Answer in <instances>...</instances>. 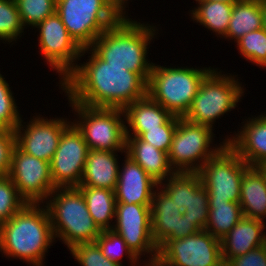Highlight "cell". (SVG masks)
<instances>
[{"label": "cell", "mask_w": 266, "mask_h": 266, "mask_svg": "<svg viewBox=\"0 0 266 266\" xmlns=\"http://www.w3.org/2000/svg\"><path fill=\"white\" fill-rule=\"evenodd\" d=\"M85 53L91 54L88 61L77 64L59 85L67 99L89 107L124 109L147 95V83L137 73L110 66L90 47L82 49L80 58Z\"/></svg>", "instance_id": "obj_1"}, {"label": "cell", "mask_w": 266, "mask_h": 266, "mask_svg": "<svg viewBox=\"0 0 266 266\" xmlns=\"http://www.w3.org/2000/svg\"><path fill=\"white\" fill-rule=\"evenodd\" d=\"M236 47L246 61L266 68V31L264 28L251 31L236 42Z\"/></svg>", "instance_id": "obj_31"}, {"label": "cell", "mask_w": 266, "mask_h": 266, "mask_svg": "<svg viewBox=\"0 0 266 266\" xmlns=\"http://www.w3.org/2000/svg\"><path fill=\"white\" fill-rule=\"evenodd\" d=\"M115 219L116 224L112 230L123 238L134 255L139 260L142 255H149L146 256L149 259L140 264L154 266L158 257V247L152 236L151 205L116 203Z\"/></svg>", "instance_id": "obj_12"}, {"label": "cell", "mask_w": 266, "mask_h": 266, "mask_svg": "<svg viewBox=\"0 0 266 266\" xmlns=\"http://www.w3.org/2000/svg\"><path fill=\"white\" fill-rule=\"evenodd\" d=\"M35 28L39 30L38 45L41 55L48 66L61 77L58 83L60 84L81 60L82 48L69 35L56 12L45 18Z\"/></svg>", "instance_id": "obj_13"}, {"label": "cell", "mask_w": 266, "mask_h": 266, "mask_svg": "<svg viewBox=\"0 0 266 266\" xmlns=\"http://www.w3.org/2000/svg\"><path fill=\"white\" fill-rule=\"evenodd\" d=\"M126 155L139 164L158 184L175 171L168 161V153L158 150L139 137H126Z\"/></svg>", "instance_id": "obj_24"}, {"label": "cell", "mask_w": 266, "mask_h": 266, "mask_svg": "<svg viewBox=\"0 0 266 266\" xmlns=\"http://www.w3.org/2000/svg\"><path fill=\"white\" fill-rule=\"evenodd\" d=\"M200 179L197 172L175 171L158 186L182 211L191 202V187Z\"/></svg>", "instance_id": "obj_29"}, {"label": "cell", "mask_w": 266, "mask_h": 266, "mask_svg": "<svg viewBox=\"0 0 266 266\" xmlns=\"http://www.w3.org/2000/svg\"><path fill=\"white\" fill-rule=\"evenodd\" d=\"M54 241L50 216L44 204L27 203L0 225V252L6 258L20 259L31 266L45 264L46 252Z\"/></svg>", "instance_id": "obj_3"}, {"label": "cell", "mask_w": 266, "mask_h": 266, "mask_svg": "<svg viewBox=\"0 0 266 266\" xmlns=\"http://www.w3.org/2000/svg\"><path fill=\"white\" fill-rule=\"evenodd\" d=\"M15 146V131L0 129V176L8 175Z\"/></svg>", "instance_id": "obj_39"}, {"label": "cell", "mask_w": 266, "mask_h": 266, "mask_svg": "<svg viewBox=\"0 0 266 266\" xmlns=\"http://www.w3.org/2000/svg\"><path fill=\"white\" fill-rule=\"evenodd\" d=\"M196 2H207V1H223V2H236L238 0H195Z\"/></svg>", "instance_id": "obj_43"}, {"label": "cell", "mask_w": 266, "mask_h": 266, "mask_svg": "<svg viewBox=\"0 0 266 266\" xmlns=\"http://www.w3.org/2000/svg\"><path fill=\"white\" fill-rule=\"evenodd\" d=\"M266 222L242 217L220 240L224 264L231 258L246 254L266 244Z\"/></svg>", "instance_id": "obj_20"}, {"label": "cell", "mask_w": 266, "mask_h": 266, "mask_svg": "<svg viewBox=\"0 0 266 266\" xmlns=\"http://www.w3.org/2000/svg\"><path fill=\"white\" fill-rule=\"evenodd\" d=\"M45 202L55 240H61L69 250L79 243L95 242L100 235L77 187L56 188Z\"/></svg>", "instance_id": "obj_4"}, {"label": "cell", "mask_w": 266, "mask_h": 266, "mask_svg": "<svg viewBox=\"0 0 266 266\" xmlns=\"http://www.w3.org/2000/svg\"><path fill=\"white\" fill-rule=\"evenodd\" d=\"M197 7L190 10L191 19L208 30L215 32L217 37L224 38L229 27L234 2L207 1L196 2Z\"/></svg>", "instance_id": "obj_27"}, {"label": "cell", "mask_w": 266, "mask_h": 266, "mask_svg": "<svg viewBox=\"0 0 266 266\" xmlns=\"http://www.w3.org/2000/svg\"><path fill=\"white\" fill-rule=\"evenodd\" d=\"M27 202L19 195L8 176H0V225L19 212Z\"/></svg>", "instance_id": "obj_35"}, {"label": "cell", "mask_w": 266, "mask_h": 266, "mask_svg": "<svg viewBox=\"0 0 266 266\" xmlns=\"http://www.w3.org/2000/svg\"><path fill=\"white\" fill-rule=\"evenodd\" d=\"M116 9L117 11L122 15L126 16V5L128 6L127 1L129 0H108Z\"/></svg>", "instance_id": "obj_41"}, {"label": "cell", "mask_w": 266, "mask_h": 266, "mask_svg": "<svg viewBox=\"0 0 266 266\" xmlns=\"http://www.w3.org/2000/svg\"><path fill=\"white\" fill-rule=\"evenodd\" d=\"M89 149L83 135L71 123L62 133L50 161L55 188L79 187Z\"/></svg>", "instance_id": "obj_15"}, {"label": "cell", "mask_w": 266, "mask_h": 266, "mask_svg": "<svg viewBox=\"0 0 266 266\" xmlns=\"http://www.w3.org/2000/svg\"><path fill=\"white\" fill-rule=\"evenodd\" d=\"M265 113L248 117L240 131L223 139L249 166H259L266 160Z\"/></svg>", "instance_id": "obj_19"}, {"label": "cell", "mask_w": 266, "mask_h": 266, "mask_svg": "<svg viewBox=\"0 0 266 266\" xmlns=\"http://www.w3.org/2000/svg\"><path fill=\"white\" fill-rule=\"evenodd\" d=\"M77 188L82 192L89 214L98 228L101 231L112 229V221L115 220V191L100 187Z\"/></svg>", "instance_id": "obj_26"}, {"label": "cell", "mask_w": 266, "mask_h": 266, "mask_svg": "<svg viewBox=\"0 0 266 266\" xmlns=\"http://www.w3.org/2000/svg\"><path fill=\"white\" fill-rule=\"evenodd\" d=\"M225 266H266V244L231 258Z\"/></svg>", "instance_id": "obj_40"}, {"label": "cell", "mask_w": 266, "mask_h": 266, "mask_svg": "<svg viewBox=\"0 0 266 266\" xmlns=\"http://www.w3.org/2000/svg\"><path fill=\"white\" fill-rule=\"evenodd\" d=\"M102 254L110 261L116 262L123 266V255L129 259L130 266H139V260L134 253L128 248L123 238L112 229L101 231L95 240ZM140 261V262H139Z\"/></svg>", "instance_id": "obj_30"}, {"label": "cell", "mask_w": 266, "mask_h": 266, "mask_svg": "<svg viewBox=\"0 0 266 266\" xmlns=\"http://www.w3.org/2000/svg\"><path fill=\"white\" fill-rule=\"evenodd\" d=\"M157 30L153 24L122 16L101 33L90 48L110 66H124L148 83L153 63L146 57Z\"/></svg>", "instance_id": "obj_2"}, {"label": "cell", "mask_w": 266, "mask_h": 266, "mask_svg": "<svg viewBox=\"0 0 266 266\" xmlns=\"http://www.w3.org/2000/svg\"><path fill=\"white\" fill-rule=\"evenodd\" d=\"M45 118L39 115L33 116L27 125H24L26 122L21 118L15 129L16 145L25 153L50 162L63 131L72 121L62 117Z\"/></svg>", "instance_id": "obj_16"}, {"label": "cell", "mask_w": 266, "mask_h": 266, "mask_svg": "<svg viewBox=\"0 0 266 266\" xmlns=\"http://www.w3.org/2000/svg\"><path fill=\"white\" fill-rule=\"evenodd\" d=\"M123 110L125 123L128 124L125 126L126 137H140L147 129L159 128L173 116L148 95L132 102Z\"/></svg>", "instance_id": "obj_22"}, {"label": "cell", "mask_w": 266, "mask_h": 266, "mask_svg": "<svg viewBox=\"0 0 266 266\" xmlns=\"http://www.w3.org/2000/svg\"><path fill=\"white\" fill-rule=\"evenodd\" d=\"M261 0H238L233 3L229 27L224 39L237 42L251 31L263 28Z\"/></svg>", "instance_id": "obj_25"}, {"label": "cell", "mask_w": 266, "mask_h": 266, "mask_svg": "<svg viewBox=\"0 0 266 266\" xmlns=\"http://www.w3.org/2000/svg\"><path fill=\"white\" fill-rule=\"evenodd\" d=\"M210 67H164L153 63L147 95L172 115L184 117Z\"/></svg>", "instance_id": "obj_5"}, {"label": "cell", "mask_w": 266, "mask_h": 266, "mask_svg": "<svg viewBox=\"0 0 266 266\" xmlns=\"http://www.w3.org/2000/svg\"><path fill=\"white\" fill-rule=\"evenodd\" d=\"M205 231L221 240L243 217L239 202H208Z\"/></svg>", "instance_id": "obj_28"}, {"label": "cell", "mask_w": 266, "mask_h": 266, "mask_svg": "<svg viewBox=\"0 0 266 266\" xmlns=\"http://www.w3.org/2000/svg\"><path fill=\"white\" fill-rule=\"evenodd\" d=\"M56 13L82 49L122 17L108 0H56Z\"/></svg>", "instance_id": "obj_7"}, {"label": "cell", "mask_w": 266, "mask_h": 266, "mask_svg": "<svg viewBox=\"0 0 266 266\" xmlns=\"http://www.w3.org/2000/svg\"><path fill=\"white\" fill-rule=\"evenodd\" d=\"M249 165L226 143L197 171L208 202H239L241 181Z\"/></svg>", "instance_id": "obj_10"}, {"label": "cell", "mask_w": 266, "mask_h": 266, "mask_svg": "<svg viewBox=\"0 0 266 266\" xmlns=\"http://www.w3.org/2000/svg\"><path fill=\"white\" fill-rule=\"evenodd\" d=\"M24 29L15 0H0V40L16 43Z\"/></svg>", "instance_id": "obj_33"}, {"label": "cell", "mask_w": 266, "mask_h": 266, "mask_svg": "<svg viewBox=\"0 0 266 266\" xmlns=\"http://www.w3.org/2000/svg\"><path fill=\"white\" fill-rule=\"evenodd\" d=\"M13 92L0 73V129L15 131L21 120Z\"/></svg>", "instance_id": "obj_36"}, {"label": "cell", "mask_w": 266, "mask_h": 266, "mask_svg": "<svg viewBox=\"0 0 266 266\" xmlns=\"http://www.w3.org/2000/svg\"><path fill=\"white\" fill-rule=\"evenodd\" d=\"M68 102L74 110L73 113L77 115L72 123L83 135L89 150H126V123L123 109L89 107L69 99Z\"/></svg>", "instance_id": "obj_8"}, {"label": "cell", "mask_w": 266, "mask_h": 266, "mask_svg": "<svg viewBox=\"0 0 266 266\" xmlns=\"http://www.w3.org/2000/svg\"><path fill=\"white\" fill-rule=\"evenodd\" d=\"M117 152L126 153V151L89 150L79 187H100L115 191L120 168Z\"/></svg>", "instance_id": "obj_21"}, {"label": "cell", "mask_w": 266, "mask_h": 266, "mask_svg": "<svg viewBox=\"0 0 266 266\" xmlns=\"http://www.w3.org/2000/svg\"><path fill=\"white\" fill-rule=\"evenodd\" d=\"M8 176L27 203L43 204L56 189L50 162L25 153L17 145L13 149Z\"/></svg>", "instance_id": "obj_14"}, {"label": "cell", "mask_w": 266, "mask_h": 266, "mask_svg": "<svg viewBox=\"0 0 266 266\" xmlns=\"http://www.w3.org/2000/svg\"><path fill=\"white\" fill-rule=\"evenodd\" d=\"M154 266H225L221 241L205 230L168 240L158 250Z\"/></svg>", "instance_id": "obj_11"}, {"label": "cell", "mask_w": 266, "mask_h": 266, "mask_svg": "<svg viewBox=\"0 0 266 266\" xmlns=\"http://www.w3.org/2000/svg\"><path fill=\"white\" fill-rule=\"evenodd\" d=\"M15 3L25 29L35 28L56 12V0H15Z\"/></svg>", "instance_id": "obj_32"}, {"label": "cell", "mask_w": 266, "mask_h": 266, "mask_svg": "<svg viewBox=\"0 0 266 266\" xmlns=\"http://www.w3.org/2000/svg\"><path fill=\"white\" fill-rule=\"evenodd\" d=\"M222 72L213 68L206 75L184 116L186 120L213 129L216 119L237 107V103L244 96V86L234 75Z\"/></svg>", "instance_id": "obj_6"}, {"label": "cell", "mask_w": 266, "mask_h": 266, "mask_svg": "<svg viewBox=\"0 0 266 266\" xmlns=\"http://www.w3.org/2000/svg\"><path fill=\"white\" fill-rule=\"evenodd\" d=\"M115 189L116 203L151 205L158 183L125 153Z\"/></svg>", "instance_id": "obj_18"}, {"label": "cell", "mask_w": 266, "mask_h": 266, "mask_svg": "<svg viewBox=\"0 0 266 266\" xmlns=\"http://www.w3.org/2000/svg\"><path fill=\"white\" fill-rule=\"evenodd\" d=\"M70 253L81 266H122L107 259L96 242L79 243L70 249Z\"/></svg>", "instance_id": "obj_37"}, {"label": "cell", "mask_w": 266, "mask_h": 266, "mask_svg": "<svg viewBox=\"0 0 266 266\" xmlns=\"http://www.w3.org/2000/svg\"><path fill=\"white\" fill-rule=\"evenodd\" d=\"M266 176V160L258 166Z\"/></svg>", "instance_id": "obj_44"}, {"label": "cell", "mask_w": 266, "mask_h": 266, "mask_svg": "<svg viewBox=\"0 0 266 266\" xmlns=\"http://www.w3.org/2000/svg\"><path fill=\"white\" fill-rule=\"evenodd\" d=\"M239 204L243 217L266 221V176L258 166L245 169Z\"/></svg>", "instance_id": "obj_23"}, {"label": "cell", "mask_w": 266, "mask_h": 266, "mask_svg": "<svg viewBox=\"0 0 266 266\" xmlns=\"http://www.w3.org/2000/svg\"><path fill=\"white\" fill-rule=\"evenodd\" d=\"M183 215L199 230L205 229L209 215L208 193L201 179L191 187V202L183 210Z\"/></svg>", "instance_id": "obj_34"}, {"label": "cell", "mask_w": 266, "mask_h": 266, "mask_svg": "<svg viewBox=\"0 0 266 266\" xmlns=\"http://www.w3.org/2000/svg\"><path fill=\"white\" fill-rule=\"evenodd\" d=\"M213 131L211 127L179 117L168 153V161L173 170L197 172L209 158L214 156L227 142L222 141L213 147L215 140Z\"/></svg>", "instance_id": "obj_9"}, {"label": "cell", "mask_w": 266, "mask_h": 266, "mask_svg": "<svg viewBox=\"0 0 266 266\" xmlns=\"http://www.w3.org/2000/svg\"><path fill=\"white\" fill-rule=\"evenodd\" d=\"M262 1V12H263V28L266 31V0Z\"/></svg>", "instance_id": "obj_42"}, {"label": "cell", "mask_w": 266, "mask_h": 266, "mask_svg": "<svg viewBox=\"0 0 266 266\" xmlns=\"http://www.w3.org/2000/svg\"><path fill=\"white\" fill-rule=\"evenodd\" d=\"M178 120L179 117L173 115L164 125L159 128L147 129L139 138L152 144L158 150L169 153Z\"/></svg>", "instance_id": "obj_38"}, {"label": "cell", "mask_w": 266, "mask_h": 266, "mask_svg": "<svg viewBox=\"0 0 266 266\" xmlns=\"http://www.w3.org/2000/svg\"><path fill=\"white\" fill-rule=\"evenodd\" d=\"M151 230L158 250L168 240L184 238L200 231L159 186L154 190L151 202Z\"/></svg>", "instance_id": "obj_17"}]
</instances>
